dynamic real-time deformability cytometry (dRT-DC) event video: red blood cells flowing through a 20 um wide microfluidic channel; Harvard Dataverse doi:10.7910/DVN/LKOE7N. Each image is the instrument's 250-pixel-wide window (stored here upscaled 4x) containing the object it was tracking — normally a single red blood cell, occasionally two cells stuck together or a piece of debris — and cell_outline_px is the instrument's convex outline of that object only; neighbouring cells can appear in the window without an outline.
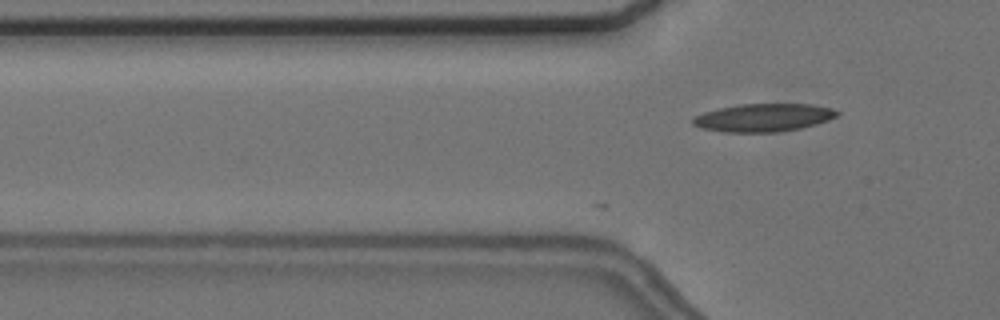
{"species": "common noctule bat (a hibernating species)", "species_latin": "Nyctalus noctula", "temperature_condition": "cold", "stored_images_in_passage": 9, "camera_frame_rate_fps": 3000, "um_per_image_px": 0.085, "animal": {"sex": "female", "body_mass_g": 24.6, "forearm_length_mm": 56.2}, "frame": {"image": 1, "passage_image": 9, "time_ms": 2.667, "image_size_px": [1000, 320], "cell_outline_px": [[840, 112], [836, 116], [828, 120], [816, 124], [800, 128], [780, 132], [724, 132], [700, 128], [692, 124], [692, 116], [704, 112], [720, 108], [740, 104], [812, 104], [832, 108]], "centroid_in_image_um": [64.87, 10.0], "position_along_channel_um": 60.9, "area_um2": 23.58}}